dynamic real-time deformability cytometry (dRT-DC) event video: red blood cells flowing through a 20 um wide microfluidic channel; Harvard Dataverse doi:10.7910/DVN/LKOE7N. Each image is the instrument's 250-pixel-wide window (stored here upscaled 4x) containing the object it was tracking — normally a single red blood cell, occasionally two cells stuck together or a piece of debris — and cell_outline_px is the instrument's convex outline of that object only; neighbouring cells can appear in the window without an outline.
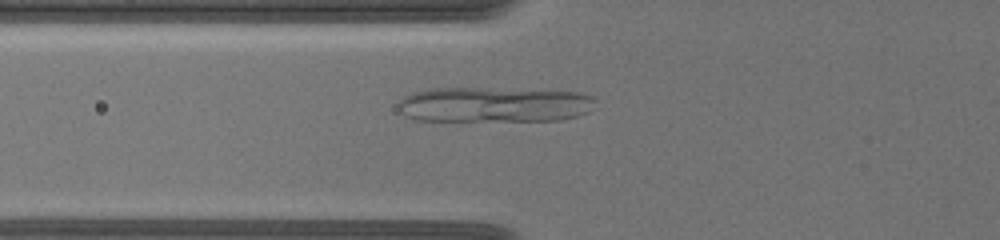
{"species": "common noctule bat (a hibernating species)", "species_latin": "Nyctalus noctula", "temperature_condition": "warm", "stored_images_in_passage": 49, "camera_frame_rate_fps": 3000, "um_per_image_px": 0.085, "animal": {"sex": "female", "body_mass_g": 19.5, "forearm_length_mm": 54.1}, "frame": {"image": 1, "passage_image": 8, "time_ms": 1.333, "image_size_px": [1000, 240], "cell_outline_px": [[596, 100], [588, 112], [576, 116], [560, 120], [416, 120], [400, 112], [400, 100], [404, 96], [412, 92], [432, 88], [480, 88], [580, 92], [592, 96]], "centroid_in_image_um": [42.0, 8.88], "position_along_channel_um": 83.8, "area_um2": 40.11}}
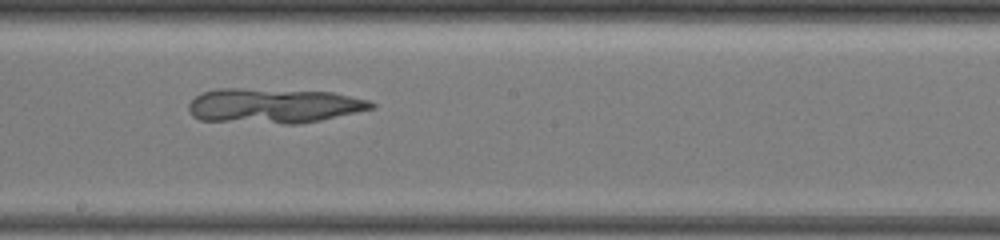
{"frame": {"image": 2, "passage_image": 28, "time_ms": 5.333, "image_size_px": [1000, 240], "cell_outline_px": [[376, 108], [320, 120], [296, 124], [284, 124], [200, 120], [192, 116], [188, 112], [188, 104], [200, 92], [216, 88], [240, 88], [332, 92], [368, 100], [376, 104]], "centroid_in_image_um": [23.22, 8.98], "position_along_channel_um": 225.0, "area_um2": 37.34}}
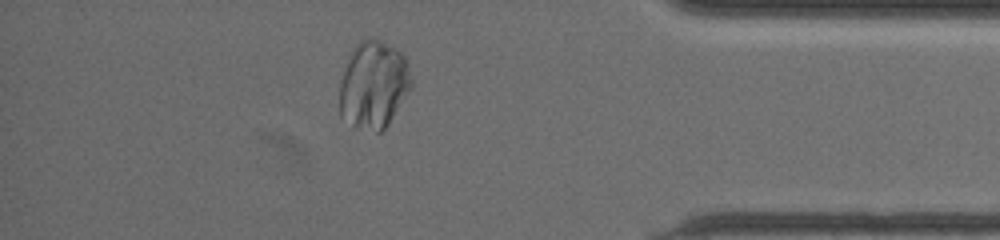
{"frame": {"image": 3, "passage_image": 43, "time_ms": 11.0, "image_size_px": [1000, 240], "cell_outline_px": [[412, 88], [388, 124], [380, 132], [376, 132], [352, 128], [340, 116], [340, 80], [348, 56], [352, 48], [360, 40], [368, 36], [380, 40], [396, 48], [404, 56], [408, 64], [412, 80]], "centroid_in_image_um": [31.74, 7.21], "position_along_channel_um": 403.5, "area_um2": 37.34}}